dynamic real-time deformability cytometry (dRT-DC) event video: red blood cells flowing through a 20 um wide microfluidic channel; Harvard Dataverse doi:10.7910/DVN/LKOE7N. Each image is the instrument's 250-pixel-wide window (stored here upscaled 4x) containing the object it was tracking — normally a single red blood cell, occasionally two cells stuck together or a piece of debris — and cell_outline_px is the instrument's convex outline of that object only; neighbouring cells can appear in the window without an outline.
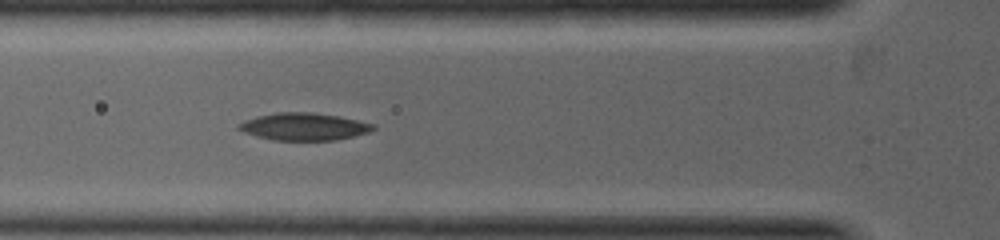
{"species": "common noctule bat (a hibernating species)", "species_latin": "Nyctalus noctula", "temperature_condition": "warm", "stored_images_in_passage": 16, "segment_of_instrument_passage": [1, 2], "camera_frame_rate_fps": 5000, "um_per_image_px": 0.085, "animal": {"sex": "female", "body_mass_g": 19.0, "forearm_length_mm": 53.3}, "frame": {"image": 1, "passage_image": 7, "time_ms": 2.2, "image_size_px": [1000, 240], "cell_outline_px": [[376, 128], [368, 132], [336, 140], [272, 140], [256, 136], [244, 132], [236, 128], [236, 124], [244, 120], [256, 116], [276, 112], [312, 112], [336, 116], [376, 124]], "centroid_in_image_um": [25.78, 10.76], "position_along_channel_um": 100.0, "area_um2": 21.44}}
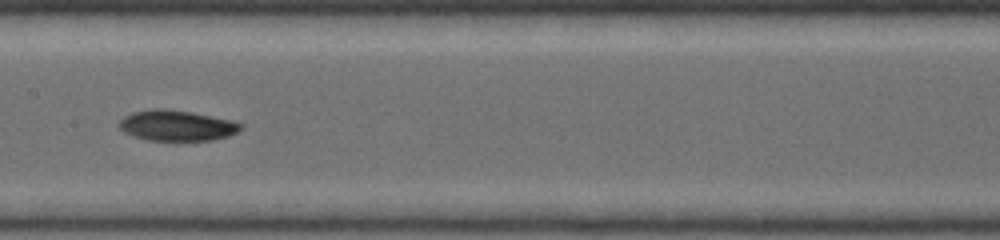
{"frame": {"image": 2, "passage_image": 11, "time_ms": 3.4, "image_size_px": [1000, 240], "cell_outline_px": [[244, 128], [228, 136], [212, 140], [148, 140], [124, 132], [116, 124], [124, 116], [132, 112], [152, 108], [164, 108], [192, 112], [232, 120], [244, 124]], "centroid_in_image_um": [15.03, 10.65], "position_along_channel_um": 192.4, "area_um2": 21.79}}
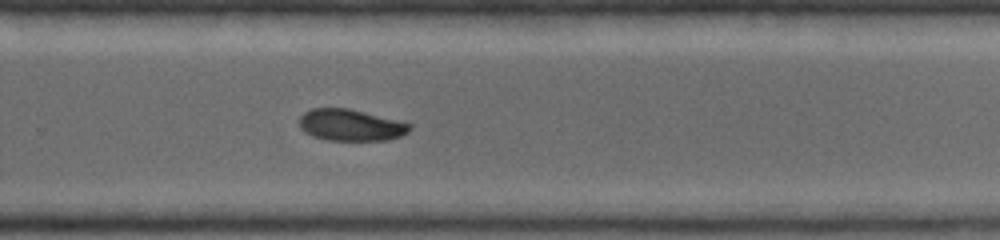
{"frame": {"image": 3, "passage_image": 15, "time_ms": 4.8, "image_size_px": [1000, 240], "cell_outline_px": [[412, 128], [408, 132], [400, 136], [388, 140], [328, 140], [312, 136], [304, 132], [300, 128], [300, 116], [304, 112], [312, 108], [348, 108], [412, 124]], "centroid_in_image_um": [29.79, 10.63], "position_along_channel_um": 300.0, "area_um2": 20.23}}